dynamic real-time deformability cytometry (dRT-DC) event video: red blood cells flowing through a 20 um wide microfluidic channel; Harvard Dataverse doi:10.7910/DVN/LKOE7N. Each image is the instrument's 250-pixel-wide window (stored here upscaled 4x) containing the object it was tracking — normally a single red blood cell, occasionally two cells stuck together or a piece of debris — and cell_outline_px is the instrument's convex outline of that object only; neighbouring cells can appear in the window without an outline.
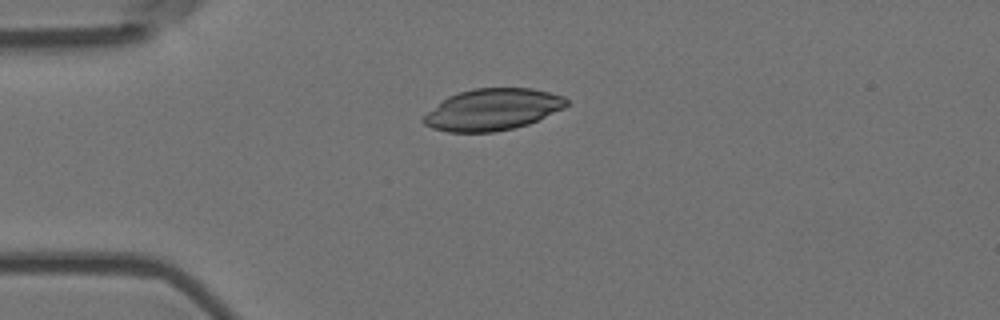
{"species": "Egyptian fruit bat (a non-hibernating species)", "species_latin": "Rousettus aegyptiacus", "temperature_condition": "room temperature", "stored_images_in_passage": 8, "camera_frame_rate_fps": 3000, "um_per_image_px": 0.085, "animal": {"sex": "female"}, "frame": {"image": 1, "passage_image": 2, "time_ms": 0.333, "image_size_px": [1000, 320], "cell_outline_px": [[568, 104], [564, 108], [528, 124], [512, 128], [492, 132], [448, 132], [432, 128], [424, 124], [420, 120], [428, 112], [448, 96], [472, 88], [532, 88], [564, 96], [568, 100]], "centroid_in_image_um": [41.87, 9.31], "position_along_channel_um": 43.1, "area_um2": 34.45}}
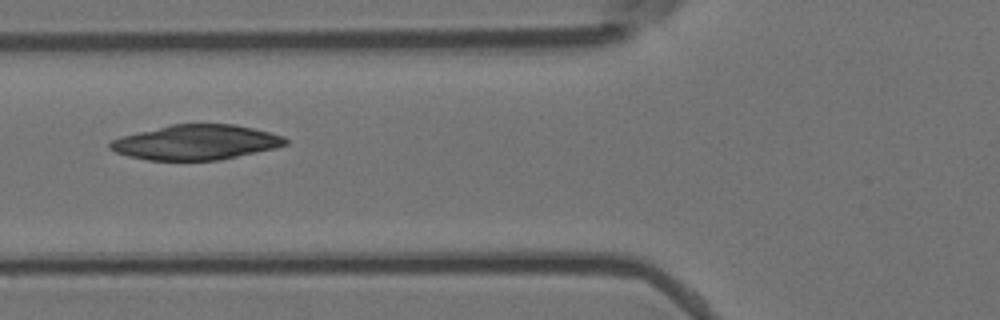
{"frame": {"image": 2, "passage_image": 4, "time_ms": 1.0, "image_size_px": [1000, 320], "cell_outline_px": [[288, 144], [272, 148], [220, 160], [148, 160], [128, 156], [116, 152], [108, 148], [108, 144], [112, 140], [124, 136], [172, 124], [232, 124], [252, 128], [284, 136], [288, 140]], "centroid_in_image_um": [16.65, 12.1], "position_along_channel_um": 109.1, "area_um2": 35.2}}
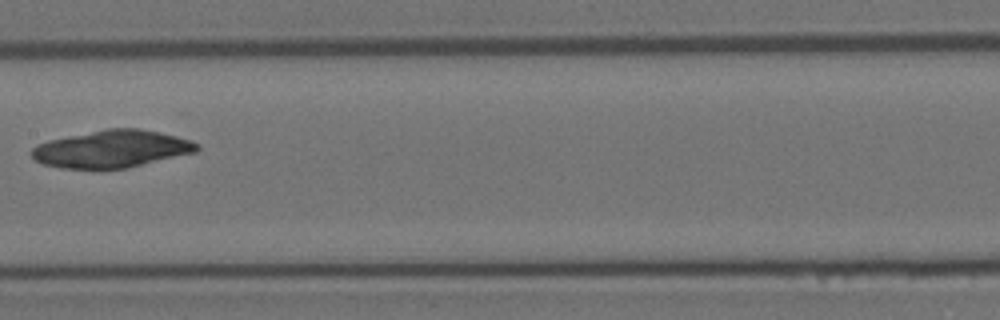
{"frame": {"image": 3, "passage_image": 6, "time_ms": 1.667, "image_size_px": [1000, 320], "cell_outline_px": [[200, 148], [196, 152], [128, 168], [60, 168], [44, 164], [36, 160], [32, 156], [32, 148], [36, 144], [48, 140], [108, 128], [140, 128], [176, 136], [192, 140], [200, 144]], "centroid_in_image_um": [9.53, 12.65], "position_along_channel_um": 197.9, "area_um2": 35.89}}